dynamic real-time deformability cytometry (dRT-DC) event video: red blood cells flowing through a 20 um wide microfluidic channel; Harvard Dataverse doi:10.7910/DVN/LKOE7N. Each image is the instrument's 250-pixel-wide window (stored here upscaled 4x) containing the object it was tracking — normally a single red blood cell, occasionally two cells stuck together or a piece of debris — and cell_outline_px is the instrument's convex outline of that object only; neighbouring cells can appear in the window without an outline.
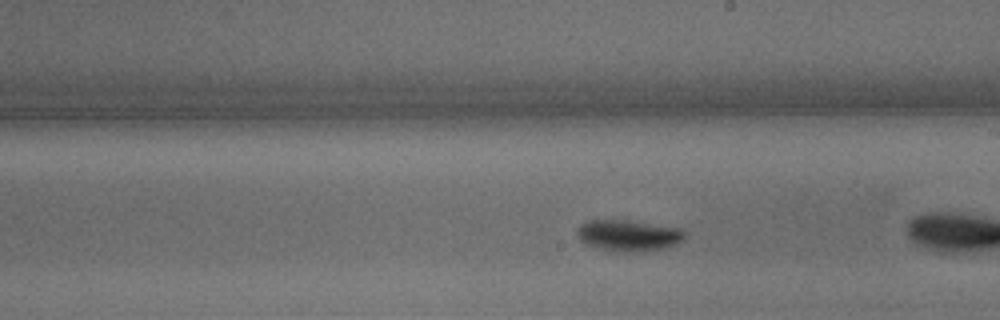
{"species": "common noctule bat (a hibernating species)", "species_latin": "Nyctalus noctula", "temperature_condition": "warm", "stored_images_in_passage": 27, "camera_frame_rate_fps": 3000, "um_per_image_px": 0.085, "animal": {"sex": "male", "body_mass_g": 15.6}, "frame": {"image": 1, "passage_image": 12, "time_ms": 3.667, "image_size_px": [1000, 320], "cell_outline_px": [[684, 236], [676, 244], [668, 248], [640, 252], [632, 252], [600, 248], [588, 244], [580, 240], [576, 236], [576, 228], [580, 224], [588, 220], [628, 220], [684, 228]], "centroid_in_image_um": [53.43, 19.99], "position_along_channel_um": 235.6, "area_um2": 19.65}, "authors_computed_cell_mechanics": {"area_um2": 19.2474, "velocity_mm_per_s": 3.5205, "shape_relaxation_time_tau1_ms": 0.8993, "shape_relaxation_time_tau2_ms": null, "deformation_change_tau1": 0.0851, "deformation_change_tau2": null}}